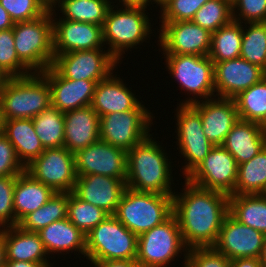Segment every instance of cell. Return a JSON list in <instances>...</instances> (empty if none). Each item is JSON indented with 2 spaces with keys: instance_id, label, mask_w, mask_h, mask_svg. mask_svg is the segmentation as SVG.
Listing matches in <instances>:
<instances>
[{
  "instance_id": "cell-35",
  "label": "cell",
  "mask_w": 266,
  "mask_h": 267,
  "mask_svg": "<svg viewBox=\"0 0 266 267\" xmlns=\"http://www.w3.org/2000/svg\"><path fill=\"white\" fill-rule=\"evenodd\" d=\"M68 193H55L36 211L26 215L18 226L28 232H38L54 221L67 218Z\"/></svg>"
},
{
  "instance_id": "cell-47",
  "label": "cell",
  "mask_w": 266,
  "mask_h": 267,
  "mask_svg": "<svg viewBox=\"0 0 266 267\" xmlns=\"http://www.w3.org/2000/svg\"><path fill=\"white\" fill-rule=\"evenodd\" d=\"M94 267H138L136 260H107L91 263Z\"/></svg>"
},
{
  "instance_id": "cell-16",
  "label": "cell",
  "mask_w": 266,
  "mask_h": 267,
  "mask_svg": "<svg viewBox=\"0 0 266 267\" xmlns=\"http://www.w3.org/2000/svg\"><path fill=\"white\" fill-rule=\"evenodd\" d=\"M77 176L105 175L126 180L127 152L99 140L74 154Z\"/></svg>"
},
{
  "instance_id": "cell-52",
  "label": "cell",
  "mask_w": 266,
  "mask_h": 267,
  "mask_svg": "<svg viewBox=\"0 0 266 267\" xmlns=\"http://www.w3.org/2000/svg\"><path fill=\"white\" fill-rule=\"evenodd\" d=\"M123 6L147 7V0H119Z\"/></svg>"
},
{
  "instance_id": "cell-56",
  "label": "cell",
  "mask_w": 266,
  "mask_h": 267,
  "mask_svg": "<svg viewBox=\"0 0 266 267\" xmlns=\"http://www.w3.org/2000/svg\"><path fill=\"white\" fill-rule=\"evenodd\" d=\"M225 2H227L231 7L234 6V4L238 1V0H223Z\"/></svg>"
},
{
  "instance_id": "cell-40",
  "label": "cell",
  "mask_w": 266,
  "mask_h": 267,
  "mask_svg": "<svg viewBox=\"0 0 266 267\" xmlns=\"http://www.w3.org/2000/svg\"><path fill=\"white\" fill-rule=\"evenodd\" d=\"M0 69L9 77H24L33 73L17 56L13 28L0 31Z\"/></svg>"
},
{
  "instance_id": "cell-4",
  "label": "cell",
  "mask_w": 266,
  "mask_h": 267,
  "mask_svg": "<svg viewBox=\"0 0 266 267\" xmlns=\"http://www.w3.org/2000/svg\"><path fill=\"white\" fill-rule=\"evenodd\" d=\"M54 11V12H53ZM55 9L25 22L14 23V45L19 60L33 73H42L54 60L53 23Z\"/></svg>"
},
{
  "instance_id": "cell-17",
  "label": "cell",
  "mask_w": 266,
  "mask_h": 267,
  "mask_svg": "<svg viewBox=\"0 0 266 267\" xmlns=\"http://www.w3.org/2000/svg\"><path fill=\"white\" fill-rule=\"evenodd\" d=\"M265 237V234L239 223L228 214L223 221L218 240L213 247L229 260L259 258Z\"/></svg>"
},
{
  "instance_id": "cell-24",
  "label": "cell",
  "mask_w": 266,
  "mask_h": 267,
  "mask_svg": "<svg viewBox=\"0 0 266 267\" xmlns=\"http://www.w3.org/2000/svg\"><path fill=\"white\" fill-rule=\"evenodd\" d=\"M99 115L91 106L64 113V147L76 153L100 140Z\"/></svg>"
},
{
  "instance_id": "cell-19",
  "label": "cell",
  "mask_w": 266,
  "mask_h": 267,
  "mask_svg": "<svg viewBox=\"0 0 266 267\" xmlns=\"http://www.w3.org/2000/svg\"><path fill=\"white\" fill-rule=\"evenodd\" d=\"M55 19L52 17L54 55L103 48L102 26L61 18L58 21Z\"/></svg>"
},
{
  "instance_id": "cell-32",
  "label": "cell",
  "mask_w": 266,
  "mask_h": 267,
  "mask_svg": "<svg viewBox=\"0 0 266 267\" xmlns=\"http://www.w3.org/2000/svg\"><path fill=\"white\" fill-rule=\"evenodd\" d=\"M266 190V146L251 160L238 165V178L231 195L263 194Z\"/></svg>"
},
{
  "instance_id": "cell-1",
  "label": "cell",
  "mask_w": 266,
  "mask_h": 267,
  "mask_svg": "<svg viewBox=\"0 0 266 267\" xmlns=\"http://www.w3.org/2000/svg\"><path fill=\"white\" fill-rule=\"evenodd\" d=\"M184 192L173 194L176 216L184 245L213 247L225 217L229 214V195L204 189L185 179Z\"/></svg>"
},
{
  "instance_id": "cell-54",
  "label": "cell",
  "mask_w": 266,
  "mask_h": 267,
  "mask_svg": "<svg viewBox=\"0 0 266 267\" xmlns=\"http://www.w3.org/2000/svg\"><path fill=\"white\" fill-rule=\"evenodd\" d=\"M8 79H9V76L3 70L0 69V92L4 88V85Z\"/></svg>"
},
{
  "instance_id": "cell-23",
  "label": "cell",
  "mask_w": 266,
  "mask_h": 267,
  "mask_svg": "<svg viewBox=\"0 0 266 267\" xmlns=\"http://www.w3.org/2000/svg\"><path fill=\"white\" fill-rule=\"evenodd\" d=\"M113 73L96 83L91 107L100 116L129 110H148L120 77ZM146 108V109H145Z\"/></svg>"
},
{
  "instance_id": "cell-37",
  "label": "cell",
  "mask_w": 266,
  "mask_h": 267,
  "mask_svg": "<svg viewBox=\"0 0 266 267\" xmlns=\"http://www.w3.org/2000/svg\"><path fill=\"white\" fill-rule=\"evenodd\" d=\"M248 25L243 27L240 57L266 72V22Z\"/></svg>"
},
{
  "instance_id": "cell-49",
  "label": "cell",
  "mask_w": 266,
  "mask_h": 267,
  "mask_svg": "<svg viewBox=\"0 0 266 267\" xmlns=\"http://www.w3.org/2000/svg\"><path fill=\"white\" fill-rule=\"evenodd\" d=\"M14 22L11 20L8 12L0 4V31L13 28Z\"/></svg>"
},
{
  "instance_id": "cell-10",
  "label": "cell",
  "mask_w": 266,
  "mask_h": 267,
  "mask_svg": "<svg viewBox=\"0 0 266 267\" xmlns=\"http://www.w3.org/2000/svg\"><path fill=\"white\" fill-rule=\"evenodd\" d=\"M150 110H129L100 116L99 137L126 152L145 139L153 124Z\"/></svg>"
},
{
  "instance_id": "cell-6",
  "label": "cell",
  "mask_w": 266,
  "mask_h": 267,
  "mask_svg": "<svg viewBox=\"0 0 266 267\" xmlns=\"http://www.w3.org/2000/svg\"><path fill=\"white\" fill-rule=\"evenodd\" d=\"M111 5L102 26L103 43L119 62L128 48L141 45L151 33L149 17L145 13L147 7L124 6L114 10ZM140 43V44H139ZM111 47V48H110Z\"/></svg>"
},
{
  "instance_id": "cell-46",
  "label": "cell",
  "mask_w": 266,
  "mask_h": 267,
  "mask_svg": "<svg viewBox=\"0 0 266 267\" xmlns=\"http://www.w3.org/2000/svg\"><path fill=\"white\" fill-rule=\"evenodd\" d=\"M25 166L18 159L14 146L9 139L0 134V176H18Z\"/></svg>"
},
{
  "instance_id": "cell-42",
  "label": "cell",
  "mask_w": 266,
  "mask_h": 267,
  "mask_svg": "<svg viewBox=\"0 0 266 267\" xmlns=\"http://www.w3.org/2000/svg\"><path fill=\"white\" fill-rule=\"evenodd\" d=\"M183 256V267H230L231 262L214 247L190 248Z\"/></svg>"
},
{
  "instance_id": "cell-45",
  "label": "cell",
  "mask_w": 266,
  "mask_h": 267,
  "mask_svg": "<svg viewBox=\"0 0 266 267\" xmlns=\"http://www.w3.org/2000/svg\"><path fill=\"white\" fill-rule=\"evenodd\" d=\"M232 17L245 24L266 22V0H238L232 7Z\"/></svg>"
},
{
  "instance_id": "cell-30",
  "label": "cell",
  "mask_w": 266,
  "mask_h": 267,
  "mask_svg": "<svg viewBox=\"0 0 266 267\" xmlns=\"http://www.w3.org/2000/svg\"><path fill=\"white\" fill-rule=\"evenodd\" d=\"M229 214L239 223L266 235V196L229 195Z\"/></svg>"
},
{
  "instance_id": "cell-27",
  "label": "cell",
  "mask_w": 266,
  "mask_h": 267,
  "mask_svg": "<svg viewBox=\"0 0 266 267\" xmlns=\"http://www.w3.org/2000/svg\"><path fill=\"white\" fill-rule=\"evenodd\" d=\"M56 192L23 171L14 187L15 226L28 214L46 204Z\"/></svg>"
},
{
  "instance_id": "cell-38",
  "label": "cell",
  "mask_w": 266,
  "mask_h": 267,
  "mask_svg": "<svg viewBox=\"0 0 266 267\" xmlns=\"http://www.w3.org/2000/svg\"><path fill=\"white\" fill-rule=\"evenodd\" d=\"M108 215L102 208L82 201L73 192L68 193L67 218L85 235Z\"/></svg>"
},
{
  "instance_id": "cell-14",
  "label": "cell",
  "mask_w": 266,
  "mask_h": 267,
  "mask_svg": "<svg viewBox=\"0 0 266 267\" xmlns=\"http://www.w3.org/2000/svg\"><path fill=\"white\" fill-rule=\"evenodd\" d=\"M237 178L235 158L222 145H216L185 179L198 187L231 195Z\"/></svg>"
},
{
  "instance_id": "cell-22",
  "label": "cell",
  "mask_w": 266,
  "mask_h": 267,
  "mask_svg": "<svg viewBox=\"0 0 266 267\" xmlns=\"http://www.w3.org/2000/svg\"><path fill=\"white\" fill-rule=\"evenodd\" d=\"M51 89L52 106L65 113L90 106L96 83L88 80H72L62 77L52 66L41 73Z\"/></svg>"
},
{
  "instance_id": "cell-3",
  "label": "cell",
  "mask_w": 266,
  "mask_h": 267,
  "mask_svg": "<svg viewBox=\"0 0 266 267\" xmlns=\"http://www.w3.org/2000/svg\"><path fill=\"white\" fill-rule=\"evenodd\" d=\"M51 105L50 85L41 73L9 77L0 92V113L3 120L33 119Z\"/></svg>"
},
{
  "instance_id": "cell-31",
  "label": "cell",
  "mask_w": 266,
  "mask_h": 267,
  "mask_svg": "<svg viewBox=\"0 0 266 267\" xmlns=\"http://www.w3.org/2000/svg\"><path fill=\"white\" fill-rule=\"evenodd\" d=\"M111 3L110 0H56L51 8L60 7L65 15L61 19L103 26Z\"/></svg>"
},
{
  "instance_id": "cell-41",
  "label": "cell",
  "mask_w": 266,
  "mask_h": 267,
  "mask_svg": "<svg viewBox=\"0 0 266 267\" xmlns=\"http://www.w3.org/2000/svg\"><path fill=\"white\" fill-rule=\"evenodd\" d=\"M0 4L14 23L36 19L51 8L46 0H0Z\"/></svg>"
},
{
  "instance_id": "cell-58",
  "label": "cell",
  "mask_w": 266,
  "mask_h": 267,
  "mask_svg": "<svg viewBox=\"0 0 266 267\" xmlns=\"http://www.w3.org/2000/svg\"><path fill=\"white\" fill-rule=\"evenodd\" d=\"M48 3H49V5L51 6L56 0H46Z\"/></svg>"
},
{
  "instance_id": "cell-36",
  "label": "cell",
  "mask_w": 266,
  "mask_h": 267,
  "mask_svg": "<svg viewBox=\"0 0 266 267\" xmlns=\"http://www.w3.org/2000/svg\"><path fill=\"white\" fill-rule=\"evenodd\" d=\"M44 149L64 146V113L52 105L32 119Z\"/></svg>"
},
{
  "instance_id": "cell-15",
  "label": "cell",
  "mask_w": 266,
  "mask_h": 267,
  "mask_svg": "<svg viewBox=\"0 0 266 267\" xmlns=\"http://www.w3.org/2000/svg\"><path fill=\"white\" fill-rule=\"evenodd\" d=\"M161 23L158 38L163 54L209 55L212 39L210 31L192 20Z\"/></svg>"
},
{
  "instance_id": "cell-48",
  "label": "cell",
  "mask_w": 266,
  "mask_h": 267,
  "mask_svg": "<svg viewBox=\"0 0 266 267\" xmlns=\"http://www.w3.org/2000/svg\"><path fill=\"white\" fill-rule=\"evenodd\" d=\"M230 267H262L259 258H238L230 262Z\"/></svg>"
},
{
  "instance_id": "cell-8",
  "label": "cell",
  "mask_w": 266,
  "mask_h": 267,
  "mask_svg": "<svg viewBox=\"0 0 266 267\" xmlns=\"http://www.w3.org/2000/svg\"><path fill=\"white\" fill-rule=\"evenodd\" d=\"M183 250V251H182ZM187 252L177 218L172 214L163 223L138 236V267H167L179 253Z\"/></svg>"
},
{
  "instance_id": "cell-28",
  "label": "cell",
  "mask_w": 266,
  "mask_h": 267,
  "mask_svg": "<svg viewBox=\"0 0 266 267\" xmlns=\"http://www.w3.org/2000/svg\"><path fill=\"white\" fill-rule=\"evenodd\" d=\"M47 254L79 251L86 254V235L68 218L54 221L37 232ZM69 251V252H68Z\"/></svg>"
},
{
  "instance_id": "cell-2",
  "label": "cell",
  "mask_w": 266,
  "mask_h": 267,
  "mask_svg": "<svg viewBox=\"0 0 266 267\" xmlns=\"http://www.w3.org/2000/svg\"><path fill=\"white\" fill-rule=\"evenodd\" d=\"M150 136L127 151L126 186L138 192L173 195L172 162H168L163 147Z\"/></svg>"
},
{
  "instance_id": "cell-21",
  "label": "cell",
  "mask_w": 266,
  "mask_h": 267,
  "mask_svg": "<svg viewBox=\"0 0 266 267\" xmlns=\"http://www.w3.org/2000/svg\"><path fill=\"white\" fill-rule=\"evenodd\" d=\"M199 113L206 138L214 145H222L227 134L239 120L234 99L210 98L191 104Z\"/></svg>"
},
{
  "instance_id": "cell-29",
  "label": "cell",
  "mask_w": 266,
  "mask_h": 267,
  "mask_svg": "<svg viewBox=\"0 0 266 267\" xmlns=\"http://www.w3.org/2000/svg\"><path fill=\"white\" fill-rule=\"evenodd\" d=\"M2 133L14 146L18 159L25 167L45 150L30 118L3 120Z\"/></svg>"
},
{
  "instance_id": "cell-9",
  "label": "cell",
  "mask_w": 266,
  "mask_h": 267,
  "mask_svg": "<svg viewBox=\"0 0 266 267\" xmlns=\"http://www.w3.org/2000/svg\"><path fill=\"white\" fill-rule=\"evenodd\" d=\"M166 55V57H165ZM169 74L175 78L187 94H193L194 99L187 98L181 104H193L215 97L214 63L209 56L165 54ZM200 100L196 99V97ZM213 96V97H212Z\"/></svg>"
},
{
  "instance_id": "cell-25",
  "label": "cell",
  "mask_w": 266,
  "mask_h": 267,
  "mask_svg": "<svg viewBox=\"0 0 266 267\" xmlns=\"http://www.w3.org/2000/svg\"><path fill=\"white\" fill-rule=\"evenodd\" d=\"M222 146L238 165L245 163L266 146V127L239 119L225 137Z\"/></svg>"
},
{
  "instance_id": "cell-12",
  "label": "cell",
  "mask_w": 266,
  "mask_h": 267,
  "mask_svg": "<svg viewBox=\"0 0 266 267\" xmlns=\"http://www.w3.org/2000/svg\"><path fill=\"white\" fill-rule=\"evenodd\" d=\"M25 171L56 193L73 192L77 180L74 153L64 146L45 149L25 167Z\"/></svg>"
},
{
  "instance_id": "cell-11",
  "label": "cell",
  "mask_w": 266,
  "mask_h": 267,
  "mask_svg": "<svg viewBox=\"0 0 266 267\" xmlns=\"http://www.w3.org/2000/svg\"><path fill=\"white\" fill-rule=\"evenodd\" d=\"M117 63L108 50L97 48L54 55L52 67L64 78L98 83L113 73Z\"/></svg>"
},
{
  "instance_id": "cell-57",
  "label": "cell",
  "mask_w": 266,
  "mask_h": 267,
  "mask_svg": "<svg viewBox=\"0 0 266 267\" xmlns=\"http://www.w3.org/2000/svg\"><path fill=\"white\" fill-rule=\"evenodd\" d=\"M2 128H3V119H2L1 113H0V134L2 133Z\"/></svg>"
},
{
  "instance_id": "cell-18",
  "label": "cell",
  "mask_w": 266,
  "mask_h": 267,
  "mask_svg": "<svg viewBox=\"0 0 266 267\" xmlns=\"http://www.w3.org/2000/svg\"><path fill=\"white\" fill-rule=\"evenodd\" d=\"M213 63L214 88L221 98L234 99L266 76L262 68L241 57Z\"/></svg>"
},
{
  "instance_id": "cell-39",
  "label": "cell",
  "mask_w": 266,
  "mask_h": 267,
  "mask_svg": "<svg viewBox=\"0 0 266 267\" xmlns=\"http://www.w3.org/2000/svg\"><path fill=\"white\" fill-rule=\"evenodd\" d=\"M233 20L232 7L223 0L207 1L194 15L192 21L211 33Z\"/></svg>"
},
{
  "instance_id": "cell-26",
  "label": "cell",
  "mask_w": 266,
  "mask_h": 267,
  "mask_svg": "<svg viewBox=\"0 0 266 267\" xmlns=\"http://www.w3.org/2000/svg\"><path fill=\"white\" fill-rule=\"evenodd\" d=\"M6 261H27L52 267L37 232H28L18 225L4 228ZM47 255V256H46Z\"/></svg>"
},
{
  "instance_id": "cell-51",
  "label": "cell",
  "mask_w": 266,
  "mask_h": 267,
  "mask_svg": "<svg viewBox=\"0 0 266 267\" xmlns=\"http://www.w3.org/2000/svg\"><path fill=\"white\" fill-rule=\"evenodd\" d=\"M6 263L5 243H4V228L0 229V267H4Z\"/></svg>"
},
{
  "instance_id": "cell-50",
  "label": "cell",
  "mask_w": 266,
  "mask_h": 267,
  "mask_svg": "<svg viewBox=\"0 0 266 267\" xmlns=\"http://www.w3.org/2000/svg\"><path fill=\"white\" fill-rule=\"evenodd\" d=\"M4 267H45L42 263H32L27 261H6Z\"/></svg>"
},
{
  "instance_id": "cell-53",
  "label": "cell",
  "mask_w": 266,
  "mask_h": 267,
  "mask_svg": "<svg viewBox=\"0 0 266 267\" xmlns=\"http://www.w3.org/2000/svg\"><path fill=\"white\" fill-rule=\"evenodd\" d=\"M262 267H266V237L259 257Z\"/></svg>"
},
{
  "instance_id": "cell-13",
  "label": "cell",
  "mask_w": 266,
  "mask_h": 267,
  "mask_svg": "<svg viewBox=\"0 0 266 267\" xmlns=\"http://www.w3.org/2000/svg\"><path fill=\"white\" fill-rule=\"evenodd\" d=\"M176 111L177 145L180 154L188 161L182 166L186 178L202 163L214 145L206 138L200 113L191 104H179Z\"/></svg>"
},
{
  "instance_id": "cell-55",
  "label": "cell",
  "mask_w": 266,
  "mask_h": 267,
  "mask_svg": "<svg viewBox=\"0 0 266 267\" xmlns=\"http://www.w3.org/2000/svg\"><path fill=\"white\" fill-rule=\"evenodd\" d=\"M169 1L170 0H147V6L149 5L150 2H151V4H152V2H155V3H157V5L160 6V10H162Z\"/></svg>"
},
{
  "instance_id": "cell-5",
  "label": "cell",
  "mask_w": 266,
  "mask_h": 267,
  "mask_svg": "<svg viewBox=\"0 0 266 267\" xmlns=\"http://www.w3.org/2000/svg\"><path fill=\"white\" fill-rule=\"evenodd\" d=\"M173 214V195L138 192L126 188L114 216L139 236Z\"/></svg>"
},
{
  "instance_id": "cell-34",
  "label": "cell",
  "mask_w": 266,
  "mask_h": 267,
  "mask_svg": "<svg viewBox=\"0 0 266 267\" xmlns=\"http://www.w3.org/2000/svg\"><path fill=\"white\" fill-rule=\"evenodd\" d=\"M239 119L266 127V76L234 98Z\"/></svg>"
},
{
  "instance_id": "cell-43",
  "label": "cell",
  "mask_w": 266,
  "mask_h": 267,
  "mask_svg": "<svg viewBox=\"0 0 266 267\" xmlns=\"http://www.w3.org/2000/svg\"><path fill=\"white\" fill-rule=\"evenodd\" d=\"M209 0H170L161 10V22L190 21Z\"/></svg>"
},
{
  "instance_id": "cell-20",
  "label": "cell",
  "mask_w": 266,
  "mask_h": 267,
  "mask_svg": "<svg viewBox=\"0 0 266 267\" xmlns=\"http://www.w3.org/2000/svg\"><path fill=\"white\" fill-rule=\"evenodd\" d=\"M126 188V180L89 174L77 176L73 193L82 201L102 208L109 215H114Z\"/></svg>"
},
{
  "instance_id": "cell-33",
  "label": "cell",
  "mask_w": 266,
  "mask_h": 267,
  "mask_svg": "<svg viewBox=\"0 0 266 267\" xmlns=\"http://www.w3.org/2000/svg\"><path fill=\"white\" fill-rule=\"evenodd\" d=\"M243 25L232 20L212 33L209 58L213 62L236 59L240 57Z\"/></svg>"
},
{
  "instance_id": "cell-44",
  "label": "cell",
  "mask_w": 266,
  "mask_h": 267,
  "mask_svg": "<svg viewBox=\"0 0 266 267\" xmlns=\"http://www.w3.org/2000/svg\"><path fill=\"white\" fill-rule=\"evenodd\" d=\"M17 176H0V229L15 226L13 207Z\"/></svg>"
},
{
  "instance_id": "cell-7",
  "label": "cell",
  "mask_w": 266,
  "mask_h": 267,
  "mask_svg": "<svg viewBox=\"0 0 266 267\" xmlns=\"http://www.w3.org/2000/svg\"><path fill=\"white\" fill-rule=\"evenodd\" d=\"M138 236L114 215H108L86 234V258L95 263L107 260H136Z\"/></svg>"
}]
</instances>
